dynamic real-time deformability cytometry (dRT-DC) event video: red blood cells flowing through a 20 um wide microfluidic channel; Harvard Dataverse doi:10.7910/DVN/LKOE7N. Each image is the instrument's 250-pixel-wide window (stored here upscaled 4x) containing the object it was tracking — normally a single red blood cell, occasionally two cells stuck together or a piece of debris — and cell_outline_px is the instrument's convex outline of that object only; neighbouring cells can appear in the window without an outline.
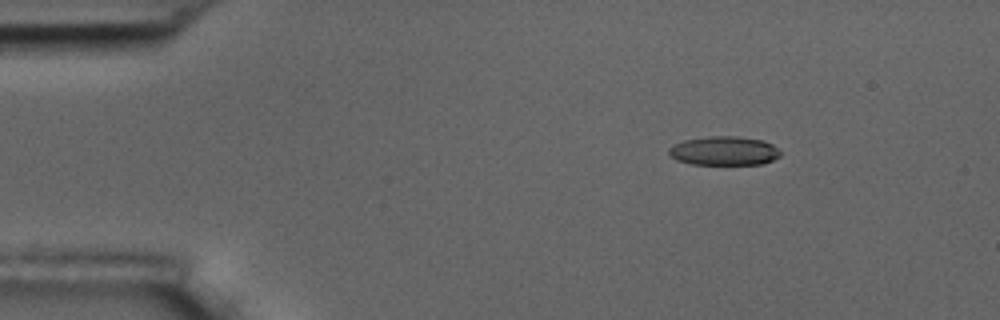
{"species": "common noctule bat (a hibernating species)", "species_latin": "Nyctalus noctula", "temperature_condition": "room temperature", "stored_images_in_passage": 10, "camera_frame_rate_fps": 3000, "um_per_image_px": 0.085, "animal": {"sex": "male", "body_mass_g": 17.5, "forearm_length_mm": 52.3}, "frame": {"image": 1, "passage_image": 2, "time_ms": 2.333, "image_size_px": [1000, 320], "cell_outline_px": [[780, 156], [772, 160], [760, 164], [692, 164], [676, 160], [668, 156], [668, 148], [672, 144], [684, 140], [708, 136], [736, 136], [764, 140], [772, 144], [780, 152]], "centroid_in_image_um": [61.49, 12.81], "position_along_channel_um": 23.5, "area_um2": 18.96}}
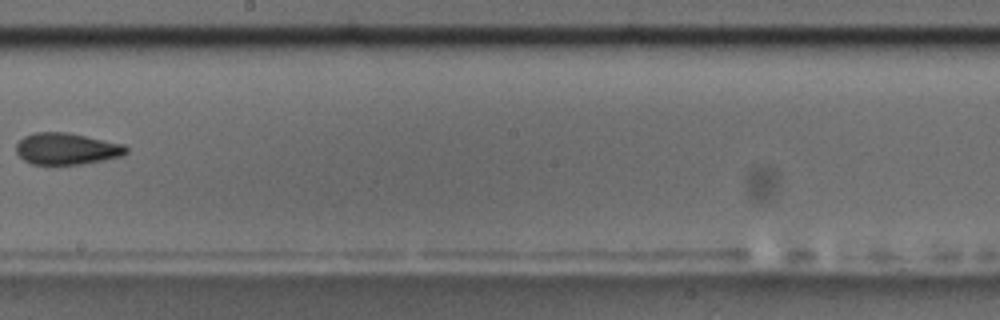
{"frame": {"image": 2, "passage_image": 9, "time_ms": 10.333, "image_size_px": [1000, 320], "cell_outline_px": [[128, 152], [124, 156], [80, 164], [32, 164], [24, 160], [16, 152], [16, 144], [24, 136], [36, 132], [68, 132], [124, 144], [128, 148]], "centroid_in_image_um": [5.68, 12.64], "position_along_channel_um": 242.5, "area_um2": 20.29}}
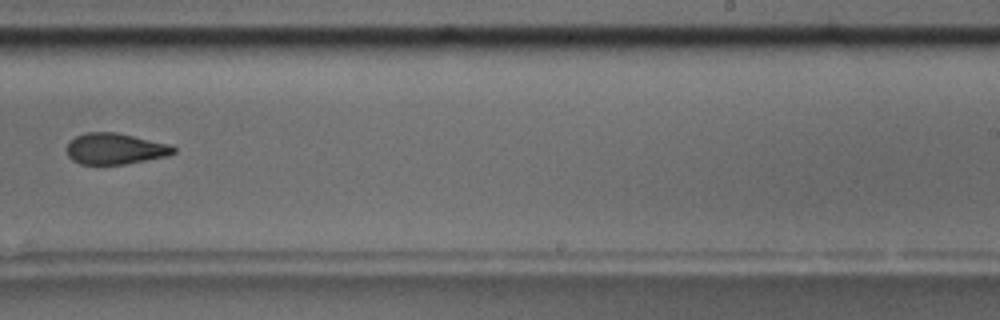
{"frame": {"image": 3, "passage_image": 10, "time_ms": 11.333, "image_size_px": [1000, 320], "cell_outline_px": [[176, 152], [168, 156], [124, 164], [80, 164], [72, 160], [68, 156], [68, 144], [76, 136], [84, 132], [116, 132], [172, 144], [176, 148]], "centroid_in_image_um": [9.83, 12.64], "position_along_channel_um": 279.2, "area_um2": 19.42}}